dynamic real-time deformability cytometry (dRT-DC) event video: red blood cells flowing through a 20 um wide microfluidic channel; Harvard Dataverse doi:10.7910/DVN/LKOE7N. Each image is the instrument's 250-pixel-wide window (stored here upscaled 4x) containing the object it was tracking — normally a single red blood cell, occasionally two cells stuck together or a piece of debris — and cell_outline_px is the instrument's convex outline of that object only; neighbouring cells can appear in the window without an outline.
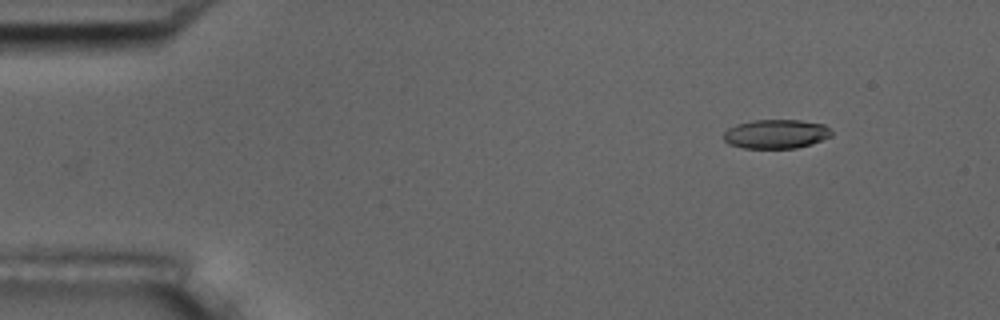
{"species": "common noctule bat (a hibernating species)", "species_latin": "Nyctalus noctula", "temperature_condition": "room temperature", "stored_images_in_passage": 5, "camera_frame_rate_fps": 3000, "um_per_image_px": 0.085, "animal": {"sex": "male", "body_mass_g": 17.5, "forearm_length_mm": 52.3}, "frame": {"image": 1, "passage_image": 2, "time_ms": 1.0, "image_size_px": [1000, 320], "cell_outline_px": [[832, 136], [812, 144], [796, 148], [744, 148], [728, 144], [724, 140], [724, 132], [728, 128], [736, 124], [752, 120], [800, 120], [824, 124], [832, 132]], "centroid_in_image_um": [65.96, 11.39], "position_along_channel_um": 19.0, "area_um2": 18.38}}
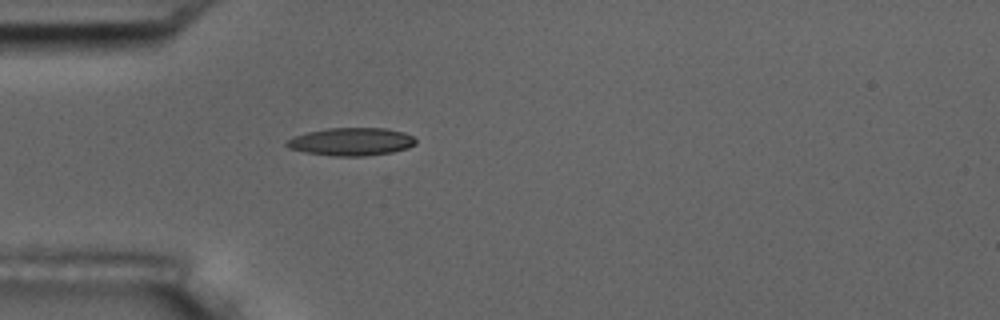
{"frame": {"image": 2, "passage_image": 5, "time_ms": 4.333, "image_size_px": [1000, 320], "cell_outline_px": [[416, 144], [408, 148], [392, 152], [364, 156], [332, 156], [304, 152], [288, 148], [284, 144], [292, 136], [308, 132], [328, 128], [384, 128], [404, 132], [412, 136], [416, 140]], "centroid_in_image_um": [29.84, 12.04], "position_along_channel_um": 55.2, "area_um2": 21.04}}